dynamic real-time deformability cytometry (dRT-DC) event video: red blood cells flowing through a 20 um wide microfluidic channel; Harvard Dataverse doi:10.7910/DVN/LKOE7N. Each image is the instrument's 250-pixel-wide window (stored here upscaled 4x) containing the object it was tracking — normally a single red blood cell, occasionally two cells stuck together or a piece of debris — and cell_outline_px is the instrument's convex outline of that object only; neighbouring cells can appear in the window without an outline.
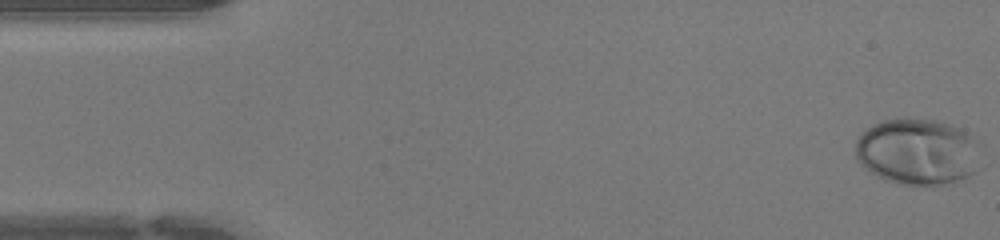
{"species": "human", "species_latin": "Homo sapiens", "temperature_condition": "warm", "stored_images_in_passage": 47, "camera_frame_rate_fps": 3000, "um_per_image_px": 0.085, "donor": {"sex": "female"}, "frame": {"image": 1, "passage_image": 1, "time_ms": 0.0, "image_size_px": [1000, 240], "cell_outline_px": [[984, 144], [972, 172], [968, 176], [944, 184], [896, 184], [876, 176], [864, 168], [856, 160], [856, 140], [860, 132], [864, 128], [872, 124], [884, 120], [908, 116], [940, 120], [952, 124], [960, 128]], "centroid_in_image_um": [77.97, 12.83], "position_along_channel_um": 7.0, "area_um2": 49.42}}
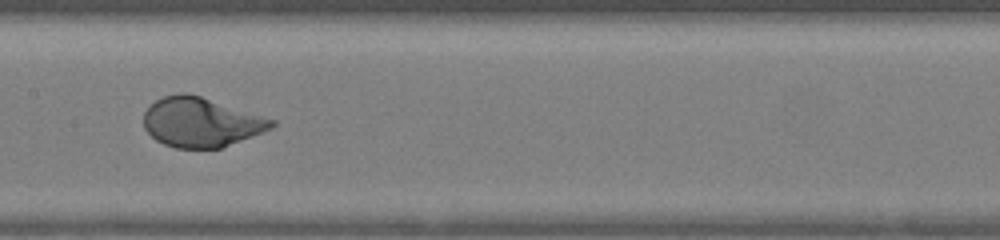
{"frame": {"image": 2, "passage_image": 23, "time_ms": 7.333, "image_size_px": [1000, 240], "cell_outline_px": [[276, 124], [272, 128], [264, 132], [220, 148], [176, 148], [164, 144], [156, 140], [144, 128], [144, 112], [156, 100], [164, 96], [180, 92], [188, 92], [276, 120]], "centroid_in_image_um": [17.09, 10.38], "position_along_channel_um": 190.3, "area_um2": 36.76}}
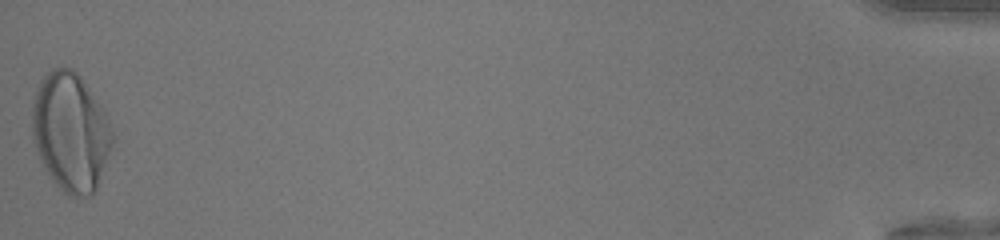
{"frame": {"image": 3, "passage_image": 47, "time_ms": 15.333, "image_size_px": [1000, 240], "cell_outline_px": [[112, 144], [96, 188], [92, 196], [68, 196], [56, 184], [40, 160], [32, 140], [32, 104], [40, 80], [52, 68], [72, 68], [80, 76], [104, 112], [112, 132]], "centroid_in_image_um": [5.97, 11.22], "position_along_channel_um": 429.2, "area_um2": 54.68}, "authors_computed_cell_mechanics": {"area_um2": 40.6912, "velocity_mm_per_s": 4.2981, "shape_relaxation_time_tau1_ms": 3.2619, "shape_relaxation_time_tau2_ms": null, "deformation_change_tau1": 0.205, "deformation_change_tau2": null}}